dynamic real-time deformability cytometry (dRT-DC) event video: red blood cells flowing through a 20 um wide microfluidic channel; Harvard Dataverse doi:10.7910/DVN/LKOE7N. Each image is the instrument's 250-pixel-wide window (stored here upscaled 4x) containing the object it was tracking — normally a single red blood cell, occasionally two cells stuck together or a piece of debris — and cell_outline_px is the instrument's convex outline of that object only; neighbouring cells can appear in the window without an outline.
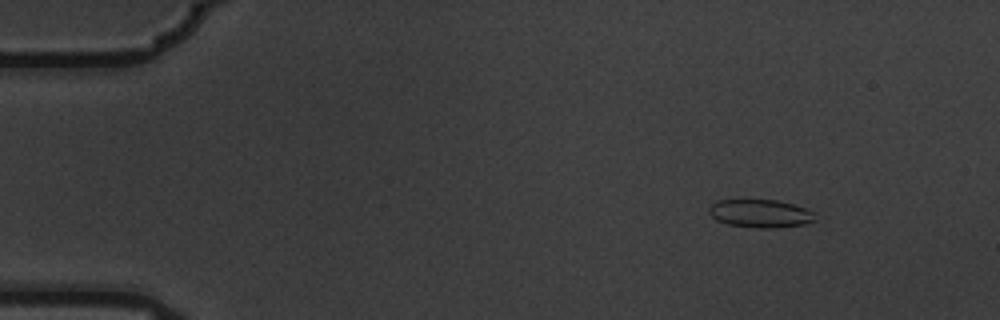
{"species": "common noctule bat (a hibernating species)", "species_latin": "Nyctalus noctula", "temperature_condition": "warm", "stored_images_in_passage": 6, "camera_frame_rate_fps": 3000, "um_per_image_px": 0.085, "animal": {"sex": "male", "body_mass_g": 19.5, "forearm_length_mm": 54.6}, "frame": {"image": 1, "passage_image": 2, "time_ms": 0.333, "image_size_px": [1000, 320], "cell_outline_px": [[816, 220], [804, 224], [772, 228], [760, 228], [728, 224], [716, 220], [708, 212], [708, 208], [716, 200], [776, 200], [792, 204], [804, 208], [812, 212]], "centroid_in_image_um": [64.59, 18.14], "position_along_channel_um": 20.4, "area_um2": 17.17}}